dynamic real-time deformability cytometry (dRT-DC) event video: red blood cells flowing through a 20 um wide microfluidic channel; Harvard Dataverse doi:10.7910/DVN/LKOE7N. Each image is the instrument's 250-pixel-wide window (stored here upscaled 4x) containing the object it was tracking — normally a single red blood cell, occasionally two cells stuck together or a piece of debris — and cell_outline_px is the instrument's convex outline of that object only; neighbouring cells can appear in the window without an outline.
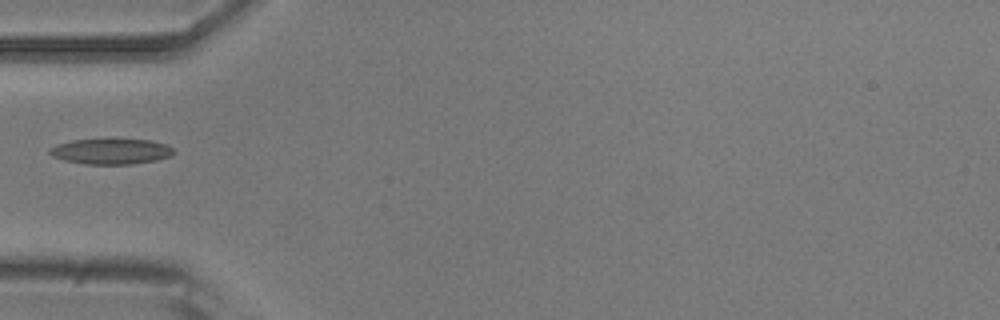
{"species": "common noctule bat (a hibernating species)", "species_latin": "Nyctalus noctula", "temperature_condition": "room temperature", "stored_images_in_passage": 8, "camera_frame_rate_fps": 3000, "um_per_image_px": 0.085, "animal": {"sex": "male", "body_mass_g": 20.5, "forearm_length_mm": 52.5}, "frame": {"image": 1, "passage_image": 5, "time_ms": 4.667, "image_size_px": [1000, 320], "cell_outline_px": [[176, 152], [172, 156], [156, 160], [132, 164], [84, 164], [64, 160], [52, 156], [48, 152], [48, 148], [56, 144], [72, 140], [152, 140], [168, 144]], "centroid_in_image_um": [9.45, 12.87], "position_along_channel_um": 75.6, "area_um2": 18.5}}